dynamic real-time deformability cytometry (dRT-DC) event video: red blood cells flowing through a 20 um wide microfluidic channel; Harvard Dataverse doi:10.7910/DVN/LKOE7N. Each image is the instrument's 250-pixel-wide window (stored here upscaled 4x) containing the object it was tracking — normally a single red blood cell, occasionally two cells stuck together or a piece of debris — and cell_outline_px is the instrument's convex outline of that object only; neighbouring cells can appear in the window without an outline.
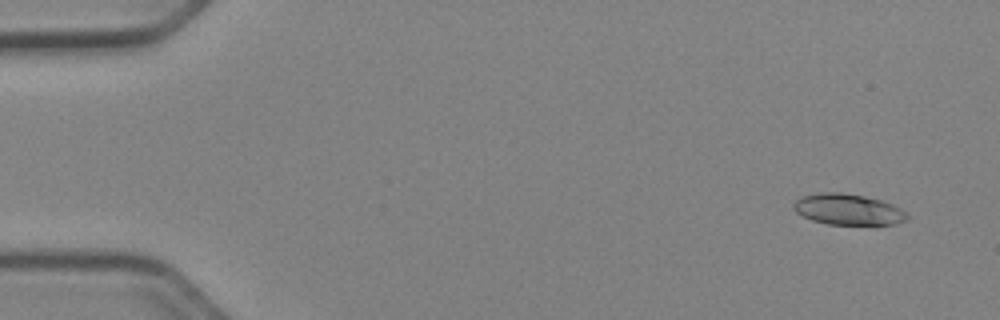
{"species": "Egyptian fruit bat (a non-hibernating species)", "species_latin": "Rousettus aegyptiacus", "temperature_condition": "cold", "stored_images_in_passage": 52, "camera_frame_rate_fps": 3000, "um_per_image_px": 0.085, "animal": {"sex": "female"}, "frame": {"image": 1, "passage_image": 4, "time_ms": 1.0, "image_size_px": [1000, 320], "cell_outline_px": [[912, 216], [908, 220], [896, 224], [828, 224], [812, 220], [796, 212], [792, 208], [792, 204], [796, 200], [804, 196], [820, 192], [840, 192], [864, 196], [880, 200], [892, 204], [908, 212]], "centroid_in_image_um": [72.13, 17.8], "position_along_channel_um": 12.9, "area_um2": 20.58}}
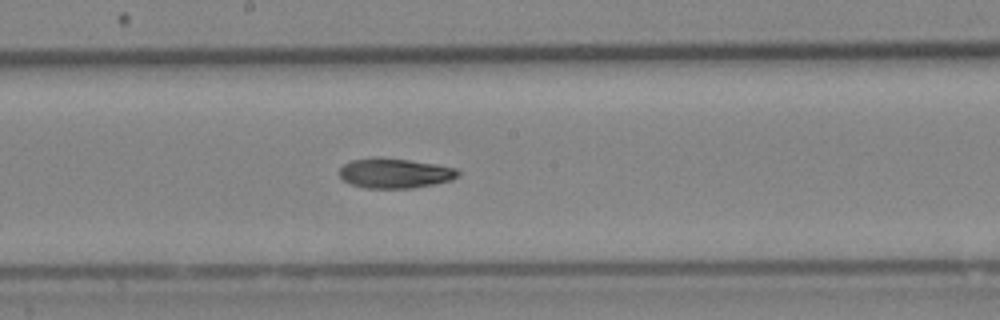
{"frame": {"image": 2, "passage_image": 29, "time_ms": 9.333, "image_size_px": [1000, 320], "cell_outline_px": [[460, 172], [452, 180], [412, 188], [364, 188], [352, 184], [344, 180], [340, 176], [340, 168], [344, 164], [352, 160], [376, 156], [408, 160], [436, 164], [456, 168]], "centroid_in_image_um": [33.54, 14.71], "position_along_channel_um": 214.7, "area_um2": 20.58}}
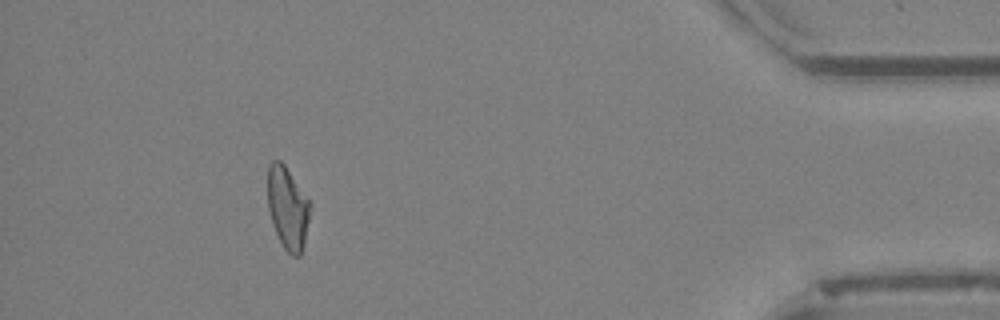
{"frame": {"image": 3, "passage_image": 48, "time_ms": 15.667, "image_size_px": [1000, 320], "cell_outline_px": [[312, 208], [304, 244], [300, 256], [292, 256], [284, 248], [272, 224], [268, 208], [268, 164], [272, 160], [280, 160], [284, 164], [312, 204]], "centroid_in_image_um": [24.47, 17.67], "position_along_channel_um": 410.7, "area_um2": 20.52}, "authors_computed_cell_mechanics": {"area_um2": 20.8658, "velocity_mm_per_s": 3.9621, "shape_relaxation_time_tau1_ms": 9.6983, "shape_relaxation_time_tau2_ms": 3.6006, "deformation_change_tau1": 0.2345, "deformation_change_tau2": 0.1001}}